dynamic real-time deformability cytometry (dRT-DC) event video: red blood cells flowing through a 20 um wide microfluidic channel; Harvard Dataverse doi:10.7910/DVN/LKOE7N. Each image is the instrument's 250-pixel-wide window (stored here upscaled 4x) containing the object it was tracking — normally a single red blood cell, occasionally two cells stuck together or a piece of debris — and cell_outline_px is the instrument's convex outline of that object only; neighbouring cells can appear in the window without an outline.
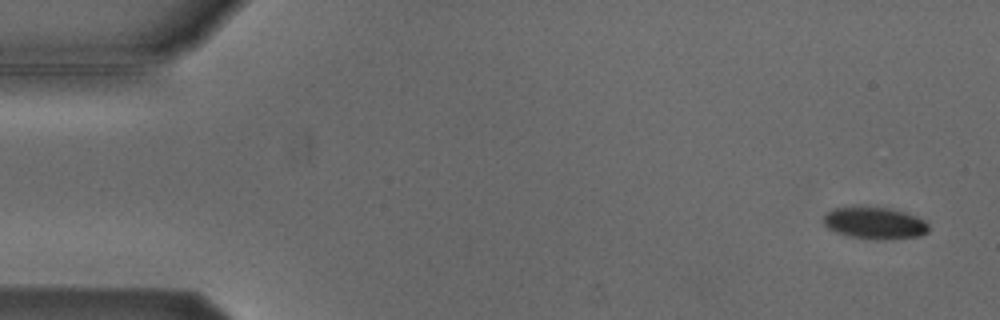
{"species": "Egyptian fruit bat (a non-hibernating species)", "species_latin": "Rousettus aegyptiacus", "temperature_condition": "cold", "stored_images_in_passage": 5, "camera_frame_rate_fps": 3000, "um_per_image_px": 0.085, "animal": {"sex": "male"}, "frame": {"image": 1, "passage_image": 1, "time_ms": 0.0, "image_size_px": [1000, 320], "cell_outline_px": [[928, 232], [920, 236], [884, 240], [876, 240], [848, 236], [836, 232], [828, 228], [824, 224], [824, 216], [832, 208], [852, 204], [856, 204], [892, 208], [916, 216], [924, 220], [928, 224]], "centroid_in_image_um": [74.32, 18.92], "position_along_channel_um": 10.7, "area_um2": 20.29}}
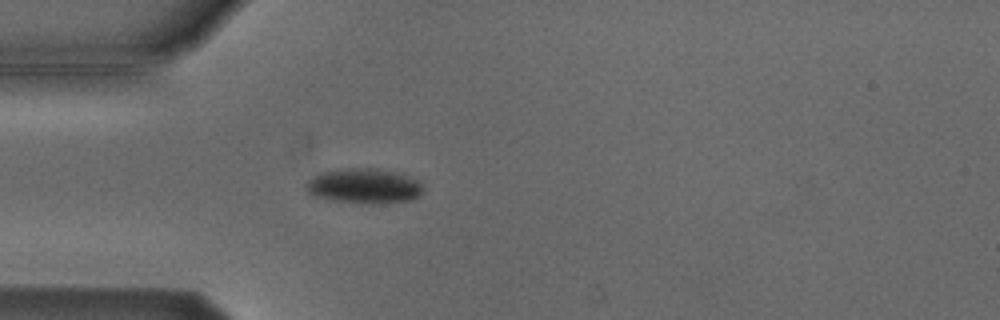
{"frame": {"image": 2, "passage_image": 4, "time_ms": 4.333, "image_size_px": [1000, 320], "cell_outline_px": [[424, 192], [420, 196], [412, 200], [372, 204], [328, 200], [316, 196], [308, 192], [304, 188], [304, 184], [312, 176], [320, 172], [348, 168], [376, 168], [396, 172], [420, 180], [424, 184]], "centroid_in_image_um": [30.97, 15.81], "position_along_channel_um": 54.0, "area_um2": 24.33}}